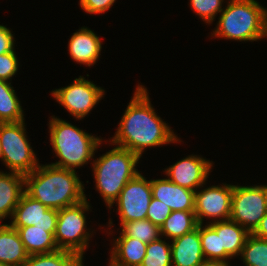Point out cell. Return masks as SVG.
Returning <instances> with one entry per match:
<instances>
[{"mask_svg": "<svg viewBox=\"0 0 267 266\" xmlns=\"http://www.w3.org/2000/svg\"><path fill=\"white\" fill-rule=\"evenodd\" d=\"M19 62L15 51L0 54V79L9 82L19 69Z\"/></svg>", "mask_w": 267, "mask_h": 266, "instance_id": "obj_31", "label": "cell"}, {"mask_svg": "<svg viewBox=\"0 0 267 266\" xmlns=\"http://www.w3.org/2000/svg\"><path fill=\"white\" fill-rule=\"evenodd\" d=\"M252 234L259 238L267 239V213L261 219L259 225L252 232Z\"/></svg>", "mask_w": 267, "mask_h": 266, "instance_id": "obj_34", "label": "cell"}, {"mask_svg": "<svg viewBox=\"0 0 267 266\" xmlns=\"http://www.w3.org/2000/svg\"><path fill=\"white\" fill-rule=\"evenodd\" d=\"M14 35L11 30L0 25V54H6L15 50Z\"/></svg>", "mask_w": 267, "mask_h": 266, "instance_id": "obj_33", "label": "cell"}, {"mask_svg": "<svg viewBox=\"0 0 267 266\" xmlns=\"http://www.w3.org/2000/svg\"><path fill=\"white\" fill-rule=\"evenodd\" d=\"M0 266H9V265H6V264H4V263H0Z\"/></svg>", "mask_w": 267, "mask_h": 266, "instance_id": "obj_37", "label": "cell"}, {"mask_svg": "<svg viewBox=\"0 0 267 266\" xmlns=\"http://www.w3.org/2000/svg\"><path fill=\"white\" fill-rule=\"evenodd\" d=\"M147 88L138 84L124 111L114 137L109 142L127 148L140 158L145 149L181 140L155 112Z\"/></svg>", "mask_w": 267, "mask_h": 266, "instance_id": "obj_1", "label": "cell"}, {"mask_svg": "<svg viewBox=\"0 0 267 266\" xmlns=\"http://www.w3.org/2000/svg\"><path fill=\"white\" fill-rule=\"evenodd\" d=\"M171 212L169 206L164 205L163 202L152 197L148 206L146 219L160 228Z\"/></svg>", "mask_w": 267, "mask_h": 266, "instance_id": "obj_30", "label": "cell"}, {"mask_svg": "<svg viewBox=\"0 0 267 266\" xmlns=\"http://www.w3.org/2000/svg\"><path fill=\"white\" fill-rule=\"evenodd\" d=\"M172 266H199L205 257L202 252L199 224L196 229L171 240Z\"/></svg>", "mask_w": 267, "mask_h": 266, "instance_id": "obj_16", "label": "cell"}, {"mask_svg": "<svg viewBox=\"0 0 267 266\" xmlns=\"http://www.w3.org/2000/svg\"><path fill=\"white\" fill-rule=\"evenodd\" d=\"M52 97L77 120L83 119L104 97L105 90L80 76L68 86L52 90Z\"/></svg>", "mask_w": 267, "mask_h": 266, "instance_id": "obj_9", "label": "cell"}, {"mask_svg": "<svg viewBox=\"0 0 267 266\" xmlns=\"http://www.w3.org/2000/svg\"><path fill=\"white\" fill-rule=\"evenodd\" d=\"M49 121L50 144L60 159L50 163L60 168L75 170L94 159L102 138L91 135L66 120L51 116Z\"/></svg>", "mask_w": 267, "mask_h": 266, "instance_id": "obj_4", "label": "cell"}, {"mask_svg": "<svg viewBox=\"0 0 267 266\" xmlns=\"http://www.w3.org/2000/svg\"><path fill=\"white\" fill-rule=\"evenodd\" d=\"M152 199L151 180H146L140 172L125 185L115 201L120 218V226L135 220L146 219Z\"/></svg>", "mask_w": 267, "mask_h": 266, "instance_id": "obj_10", "label": "cell"}, {"mask_svg": "<svg viewBox=\"0 0 267 266\" xmlns=\"http://www.w3.org/2000/svg\"><path fill=\"white\" fill-rule=\"evenodd\" d=\"M0 158L2 160V146H1V141H0Z\"/></svg>", "mask_w": 267, "mask_h": 266, "instance_id": "obj_36", "label": "cell"}, {"mask_svg": "<svg viewBox=\"0 0 267 266\" xmlns=\"http://www.w3.org/2000/svg\"><path fill=\"white\" fill-rule=\"evenodd\" d=\"M213 162L202 156L189 155L165 168V175L173 183L196 191L206 184Z\"/></svg>", "mask_w": 267, "mask_h": 266, "instance_id": "obj_12", "label": "cell"}, {"mask_svg": "<svg viewBox=\"0 0 267 266\" xmlns=\"http://www.w3.org/2000/svg\"><path fill=\"white\" fill-rule=\"evenodd\" d=\"M267 213V185H233L230 219L252 233Z\"/></svg>", "mask_w": 267, "mask_h": 266, "instance_id": "obj_8", "label": "cell"}, {"mask_svg": "<svg viewBox=\"0 0 267 266\" xmlns=\"http://www.w3.org/2000/svg\"><path fill=\"white\" fill-rule=\"evenodd\" d=\"M23 111L11 82L0 79V123L25 120Z\"/></svg>", "mask_w": 267, "mask_h": 266, "instance_id": "obj_23", "label": "cell"}, {"mask_svg": "<svg viewBox=\"0 0 267 266\" xmlns=\"http://www.w3.org/2000/svg\"><path fill=\"white\" fill-rule=\"evenodd\" d=\"M217 232L220 250H225V261L240 256L245 241L250 234L245 228L231 219L209 223Z\"/></svg>", "mask_w": 267, "mask_h": 266, "instance_id": "obj_18", "label": "cell"}, {"mask_svg": "<svg viewBox=\"0 0 267 266\" xmlns=\"http://www.w3.org/2000/svg\"><path fill=\"white\" fill-rule=\"evenodd\" d=\"M141 266H172L171 242L159 239L150 242Z\"/></svg>", "mask_w": 267, "mask_h": 266, "instance_id": "obj_27", "label": "cell"}, {"mask_svg": "<svg viewBox=\"0 0 267 266\" xmlns=\"http://www.w3.org/2000/svg\"><path fill=\"white\" fill-rule=\"evenodd\" d=\"M223 2L224 0H190V7L209 25L214 21L215 16L224 10Z\"/></svg>", "mask_w": 267, "mask_h": 266, "instance_id": "obj_29", "label": "cell"}, {"mask_svg": "<svg viewBox=\"0 0 267 266\" xmlns=\"http://www.w3.org/2000/svg\"><path fill=\"white\" fill-rule=\"evenodd\" d=\"M91 208L87 198L83 201L58 210L56 232L54 235L58 249L74 252L84 258L89 248L90 232L87 230L85 212ZM87 230V231H86Z\"/></svg>", "mask_w": 267, "mask_h": 266, "instance_id": "obj_6", "label": "cell"}, {"mask_svg": "<svg viewBox=\"0 0 267 266\" xmlns=\"http://www.w3.org/2000/svg\"><path fill=\"white\" fill-rule=\"evenodd\" d=\"M58 210L48 208L26 192L15 207L10 225L16 230L30 225L37 228H56Z\"/></svg>", "mask_w": 267, "mask_h": 266, "instance_id": "obj_13", "label": "cell"}, {"mask_svg": "<svg viewBox=\"0 0 267 266\" xmlns=\"http://www.w3.org/2000/svg\"><path fill=\"white\" fill-rule=\"evenodd\" d=\"M29 255L50 253L58 250L54 240L56 228H37L30 225L17 229Z\"/></svg>", "mask_w": 267, "mask_h": 266, "instance_id": "obj_21", "label": "cell"}, {"mask_svg": "<svg viewBox=\"0 0 267 266\" xmlns=\"http://www.w3.org/2000/svg\"><path fill=\"white\" fill-rule=\"evenodd\" d=\"M152 197L169 206L171 211H194L195 191L181 187L168 178L151 179Z\"/></svg>", "mask_w": 267, "mask_h": 266, "instance_id": "obj_14", "label": "cell"}, {"mask_svg": "<svg viewBox=\"0 0 267 266\" xmlns=\"http://www.w3.org/2000/svg\"><path fill=\"white\" fill-rule=\"evenodd\" d=\"M121 233L126 237L139 239L149 244L161 237L160 228L148 219L135 220L121 225Z\"/></svg>", "mask_w": 267, "mask_h": 266, "instance_id": "obj_26", "label": "cell"}, {"mask_svg": "<svg viewBox=\"0 0 267 266\" xmlns=\"http://www.w3.org/2000/svg\"><path fill=\"white\" fill-rule=\"evenodd\" d=\"M28 257L18 231L10 224H0V263L22 266Z\"/></svg>", "mask_w": 267, "mask_h": 266, "instance_id": "obj_20", "label": "cell"}, {"mask_svg": "<svg viewBox=\"0 0 267 266\" xmlns=\"http://www.w3.org/2000/svg\"><path fill=\"white\" fill-rule=\"evenodd\" d=\"M198 226L194 211H172L160 227V234L166 239H175L191 232ZM168 237V238H167Z\"/></svg>", "mask_w": 267, "mask_h": 266, "instance_id": "obj_22", "label": "cell"}, {"mask_svg": "<svg viewBox=\"0 0 267 266\" xmlns=\"http://www.w3.org/2000/svg\"><path fill=\"white\" fill-rule=\"evenodd\" d=\"M24 177L25 192L48 208L60 210L87 198L76 170L39 164Z\"/></svg>", "mask_w": 267, "mask_h": 266, "instance_id": "obj_2", "label": "cell"}, {"mask_svg": "<svg viewBox=\"0 0 267 266\" xmlns=\"http://www.w3.org/2000/svg\"><path fill=\"white\" fill-rule=\"evenodd\" d=\"M102 44L93 30L81 27L70 37L68 51L74 61L90 67L98 61Z\"/></svg>", "mask_w": 267, "mask_h": 266, "instance_id": "obj_15", "label": "cell"}, {"mask_svg": "<svg viewBox=\"0 0 267 266\" xmlns=\"http://www.w3.org/2000/svg\"><path fill=\"white\" fill-rule=\"evenodd\" d=\"M25 120L0 123L2 161L10 172L23 175L39 166L38 159L26 134Z\"/></svg>", "mask_w": 267, "mask_h": 266, "instance_id": "obj_7", "label": "cell"}, {"mask_svg": "<svg viewBox=\"0 0 267 266\" xmlns=\"http://www.w3.org/2000/svg\"><path fill=\"white\" fill-rule=\"evenodd\" d=\"M240 256L245 266H267V239L250 233Z\"/></svg>", "mask_w": 267, "mask_h": 266, "instance_id": "obj_25", "label": "cell"}, {"mask_svg": "<svg viewBox=\"0 0 267 266\" xmlns=\"http://www.w3.org/2000/svg\"><path fill=\"white\" fill-rule=\"evenodd\" d=\"M25 192V177L17 172L0 171V221L12 218L15 207Z\"/></svg>", "mask_w": 267, "mask_h": 266, "instance_id": "obj_19", "label": "cell"}, {"mask_svg": "<svg viewBox=\"0 0 267 266\" xmlns=\"http://www.w3.org/2000/svg\"><path fill=\"white\" fill-rule=\"evenodd\" d=\"M199 266H231L229 262L205 259Z\"/></svg>", "mask_w": 267, "mask_h": 266, "instance_id": "obj_35", "label": "cell"}, {"mask_svg": "<svg viewBox=\"0 0 267 266\" xmlns=\"http://www.w3.org/2000/svg\"><path fill=\"white\" fill-rule=\"evenodd\" d=\"M108 266H141L146 255V243L138 238L120 236L113 239Z\"/></svg>", "mask_w": 267, "mask_h": 266, "instance_id": "obj_17", "label": "cell"}, {"mask_svg": "<svg viewBox=\"0 0 267 266\" xmlns=\"http://www.w3.org/2000/svg\"><path fill=\"white\" fill-rule=\"evenodd\" d=\"M116 0H79V5L86 13L102 14L108 11Z\"/></svg>", "mask_w": 267, "mask_h": 266, "instance_id": "obj_32", "label": "cell"}, {"mask_svg": "<svg viewBox=\"0 0 267 266\" xmlns=\"http://www.w3.org/2000/svg\"><path fill=\"white\" fill-rule=\"evenodd\" d=\"M228 1L211 36L251 42L267 38V8L255 0Z\"/></svg>", "mask_w": 267, "mask_h": 266, "instance_id": "obj_3", "label": "cell"}, {"mask_svg": "<svg viewBox=\"0 0 267 266\" xmlns=\"http://www.w3.org/2000/svg\"><path fill=\"white\" fill-rule=\"evenodd\" d=\"M139 160L138 155L120 146L93 160L95 187L107 208L113 207L121 190L139 173L136 169Z\"/></svg>", "mask_w": 267, "mask_h": 266, "instance_id": "obj_5", "label": "cell"}, {"mask_svg": "<svg viewBox=\"0 0 267 266\" xmlns=\"http://www.w3.org/2000/svg\"><path fill=\"white\" fill-rule=\"evenodd\" d=\"M199 235L205 259L225 261V250H220L219 236L209 224H199Z\"/></svg>", "mask_w": 267, "mask_h": 266, "instance_id": "obj_28", "label": "cell"}, {"mask_svg": "<svg viewBox=\"0 0 267 266\" xmlns=\"http://www.w3.org/2000/svg\"><path fill=\"white\" fill-rule=\"evenodd\" d=\"M22 266H85L83 258L71 251L58 249L54 252L29 255Z\"/></svg>", "mask_w": 267, "mask_h": 266, "instance_id": "obj_24", "label": "cell"}, {"mask_svg": "<svg viewBox=\"0 0 267 266\" xmlns=\"http://www.w3.org/2000/svg\"><path fill=\"white\" fill-rule=\"evenodd\" d=\"M222 184L195 191L194 212L198 224H203L204 218L211 219L207 223L230 219L233 185Z\"/></svg>", "mask_w": 267, "mask_h": 266, "instance_id": "obj_11", "label": "cell"}]
</instances>
